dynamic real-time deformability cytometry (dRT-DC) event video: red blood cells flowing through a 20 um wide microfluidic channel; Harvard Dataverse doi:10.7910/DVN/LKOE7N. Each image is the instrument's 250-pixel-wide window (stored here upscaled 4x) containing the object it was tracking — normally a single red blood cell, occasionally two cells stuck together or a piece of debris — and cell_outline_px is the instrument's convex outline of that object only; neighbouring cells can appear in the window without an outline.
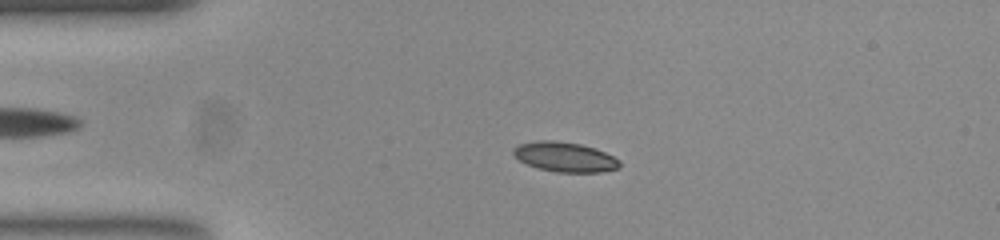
{"species": "common noctule bat (a hibernating species)", "species_latin": "Nyctalus noctula", "temperature_condition": "room temperature", "stored_images_in_passage": 46, "camera_frame_rate_fps": 3000, "um_per_image_px": 0.085, "animal": {"sex": "female", "body_mass_g": 23.0, "forearm_length_mm": 53.4}, "frame": {"image": 1, "passage_image": 5, "time_ms": 1.333, "image_size_px": [1000, 240], "cell_outline_px": [[620, 164], [616, 168], [600, 172], [556, 172], [540, 168], [528, 164], [520, 160], [512, 152], [512, 148], [520, 144], [536, 140], [556, 140], [580, 144], [604, 152], [620, 160]], "centroid_in_image_um": [47.98, 13.33], "position_along_channel_um": 37.0, "area_um2": 18.15}}
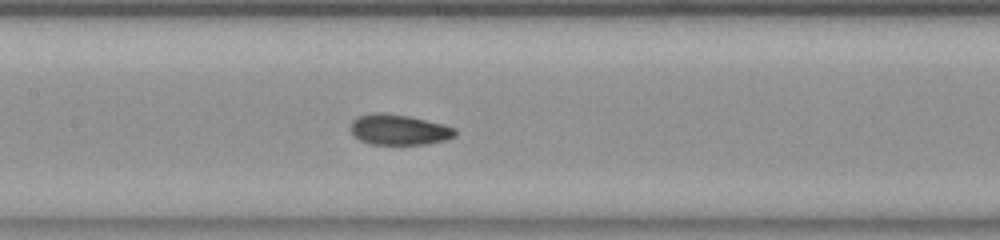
{"frame": {"image": 2, "passage_image": 18, "time_ms": 5.667, "image_size_px": [1000, 240], "cell_outline_px": [[456, 136], [444, 140], [424, 144], [372, 144], [360, 140], [352, 132], [352, 120], [356, 116], [372, 112], [380, 112], [408, 116], [456, 128]], "centroid_in_image_um": [33.89, 11.01], "position_along_channel_um": 173.5, "area_um2": 18.32}}
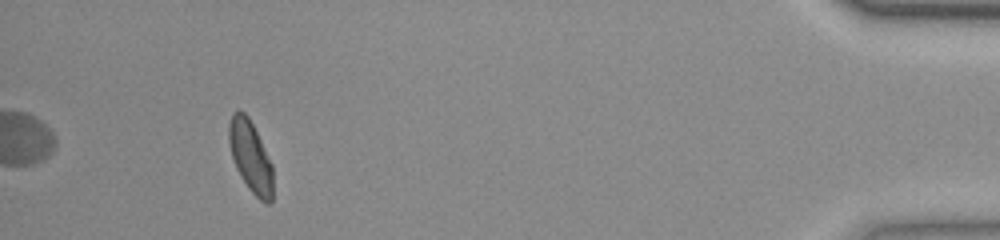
{"frame": {"image": 3, "passage_image": 42, "time_ms": 13.667, "image_size_px": [1000, 240], "cell_outline_px": [[272, 200], [268, 204], [260, 200], [248, 188], [240, 176], [236, 168], [232, 156], [228, 140], [228, 124], [232, 112], [236, 108], [240, 108], [248, 116], [272, 164]], "centroid_in_image_um": [21.26, 13.26], "position_along_channel_um": 413.9, "area_um2": 18.32}, "authors_computed_cell_mechanics": {"area_um2": 18.2937, "velocity_mm_per_s": 3.8773, "shape_relaxation_time_tau1_ms": 6.2935, "shape_relaxation_time_tau2_ms": 1.6518, "deformation_change_tau1": 0.1762, "deformation_change_tau2": 0.0569}}